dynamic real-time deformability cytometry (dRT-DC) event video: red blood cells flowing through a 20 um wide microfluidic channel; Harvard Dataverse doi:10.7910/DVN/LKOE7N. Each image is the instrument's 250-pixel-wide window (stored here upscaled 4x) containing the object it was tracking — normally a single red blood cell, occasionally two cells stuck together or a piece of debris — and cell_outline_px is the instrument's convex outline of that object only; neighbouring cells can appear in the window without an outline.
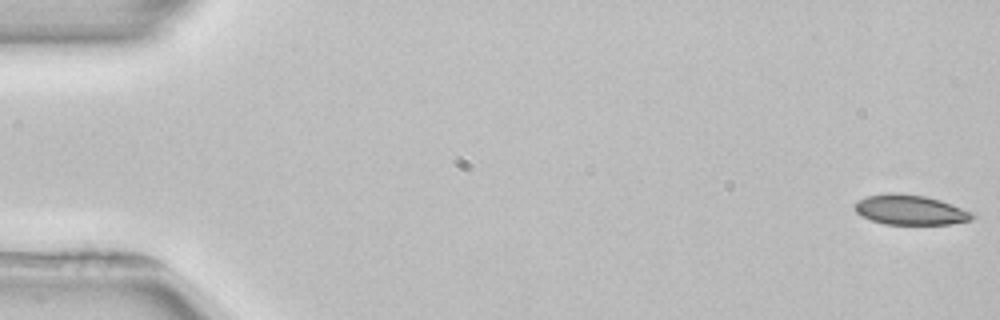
{"species": "common noctule bat (a hibernating species)", "species_latin": "Nyctalus noctula", "temperature_condition": "room temperature", "stored_images_in_passage": 52, "camera_frame_rate_fps": 3000, "um_per_image_px": 0.085, "animal": {"sex": "female", "body_mass_g": 22.7, "forearm_length_mm": 54.2}, "frame": {"image": 1, "passage_image": 1, "time_ms": 0.0, "image_size_px": [1000, 320], "cell_outline_px": [[976, 216], [972, 220], [952, 224], [884, 224], [860, 216], [852, 208], [852, 204], [868, 196], [892, 192], [900, 192], [924, 196], [940, 200], [972, 212]], "centroid_in_image_um": [77.34, 17.84], "position_along_channel_um": 7.7, "area_um2": 20.63}}
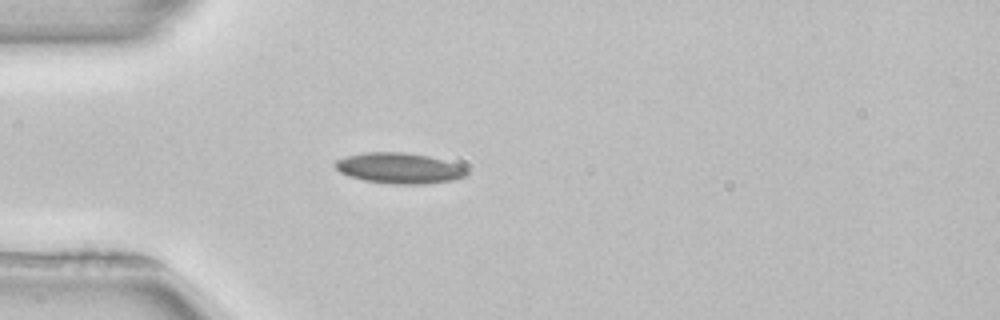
{"frame": {"image": 2, "passage_image": 15, "time_ms": 4.667, "image_size_px": [1000, 320], "cell_outline_px": [[468, 176], [456, 180], [424, 184], [388, 184], [364, 180], [348, 176], [340, 172], [332, 164], [336, 160], [344, 156], [364, 152], [404, 152], [428, 156], [456, 164], [464, 168], [468, 172]], "centroid_in_image_um": [33.9, 14.3], "position_along_channel_um": 51.1, "area_um2": 23.7}}
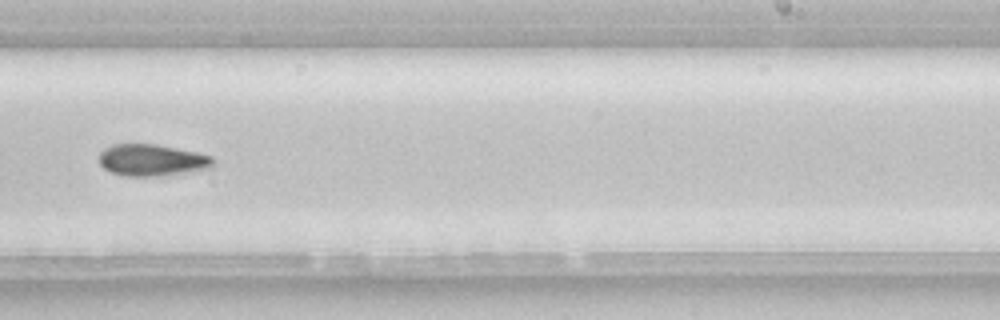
{"frame": {"image": 3, "passage_image": 33, "time_ms": 10.667, "image_size_px": [1000, 320], "cell_outline_px": [[212, 168], [188, 172], [160, 176], [124, 176], [112, 172], [104, 168], [100, 164], [100, 152], [104, 148], [112, 144], [156, 144], [196, 152], [212, 156]], "centroid_in_image_um": [12.9, 13.61], "position_along_channel_um": 276.1, "area_um2": 21.04}, "authors_computed_cell_mechanics": {"area_um2": 21.2126, "velocity_mm_per_s": 3.9363, "shape_relaxation_time_tau1_ms": 3.7881, "shape_relaxation_time_tau2_ms": null, "deformation_change_tau1": 0.0892, "deformation_change_tau2": null}}